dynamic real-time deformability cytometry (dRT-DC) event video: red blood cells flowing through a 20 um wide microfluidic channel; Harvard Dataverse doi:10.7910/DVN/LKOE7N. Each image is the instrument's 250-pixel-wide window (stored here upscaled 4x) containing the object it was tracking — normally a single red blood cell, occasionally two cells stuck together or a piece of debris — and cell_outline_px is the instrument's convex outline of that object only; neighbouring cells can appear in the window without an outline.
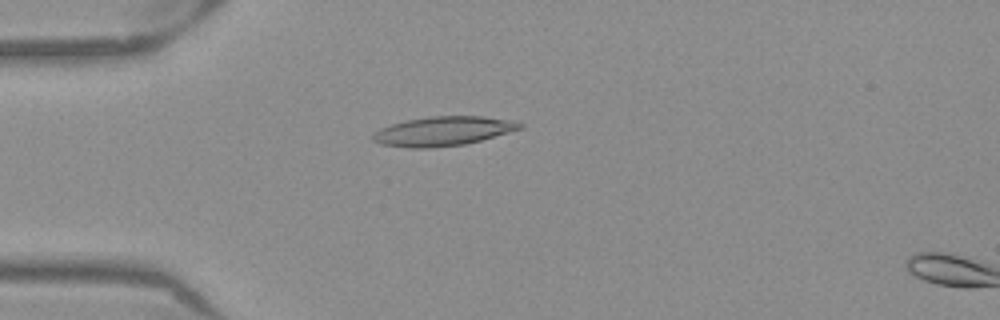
{"species": "Egyptian fruit bat (a non-hibernating species)", "species_latin": "Rousettus aegyptiacus", "temperature_condition": "warm", "stored_images_in_passage": 16, "camera_frame_rate_fps": 3000, "um_per_image_px": 0.085, "frame": {"image": 1, "passage_image": 14, "time_ms": 4.333, "image_size_px": [1000, 320], "cell_outline_px": [[524, 128], [480, 140], [464, 144], [428, 148], [408, 148], [380, 144], [372, 140], [372, 136], [380, 128], [392, 124], [408, 120], [428, 116], [484, 116], [516, 120], [524, 124]], "centroid_in_image_um": [37.7, 11.14], "position_along_channel_um": 47.3, "area_um2": 25.14}}